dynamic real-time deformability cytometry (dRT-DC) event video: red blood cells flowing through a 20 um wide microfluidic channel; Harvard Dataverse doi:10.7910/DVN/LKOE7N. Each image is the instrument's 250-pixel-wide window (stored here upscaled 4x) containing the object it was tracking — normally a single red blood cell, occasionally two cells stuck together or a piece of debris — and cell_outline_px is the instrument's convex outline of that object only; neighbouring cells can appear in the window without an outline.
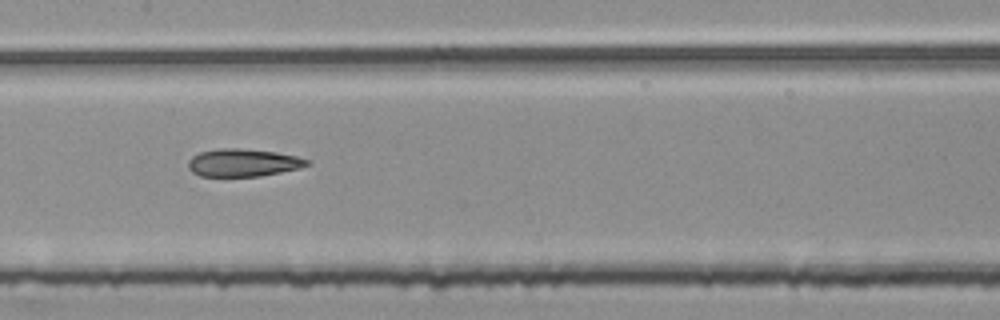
{"species": "common noctule bat (a hibernating species)", "species_latin": "Nyctalus noctula", "temperature_condition": "room temperature", "stored_images_in_passage": 45, "segment_of_instrument_passage": [2, 3], "camera_frame_rate_fps": 3000, "um_per_image_px": 0.085, "animal": {"sex": "female", "body_mass_g": 25.1}, "frame": {"image": 1, "passage_image": 17, "time_ms": 5.333, "image_size_px": [1000, 320], "cell_outline_px": [[308, 164], [300, 168], [260, 176], [200, 176], [192, 172], [188, 168], [188, 160], [192, 156], [200, 152], [220, 148], [240, 148], [276, 152], [296, 156], [308, 160]], "centroid_in_image_um": [20.62, 13.82], "position_along_channel_um": 186.8, "area_um2": 19.07}}
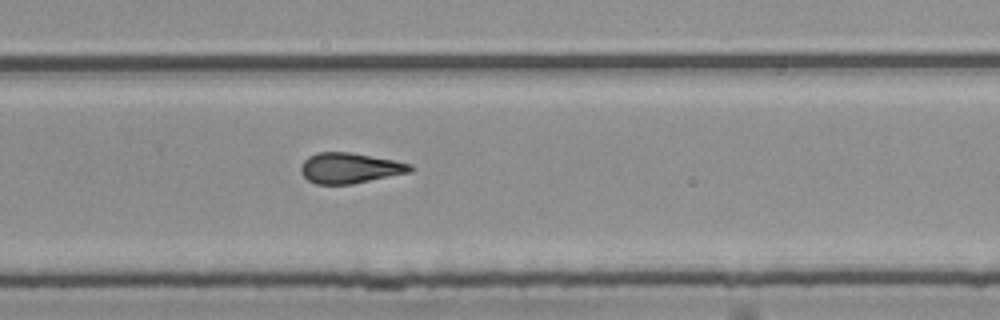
{"frame": {"image": 2, "passage_image": 26, "time_ms": 8.333, "image_size_px": [1000, 320], "cell_outline_px": [[412, 172], [352, 184], [316, 184], [308, 180], [300, 172], [300, 168], [304, 160], [308, 156], [316, 152], [348, 152], [396, 160], [412, 164]], "centroid_in_image_um": [29.73, 14.28], "position_along_channel_um": 300.1, "area_um2": 19.54}}
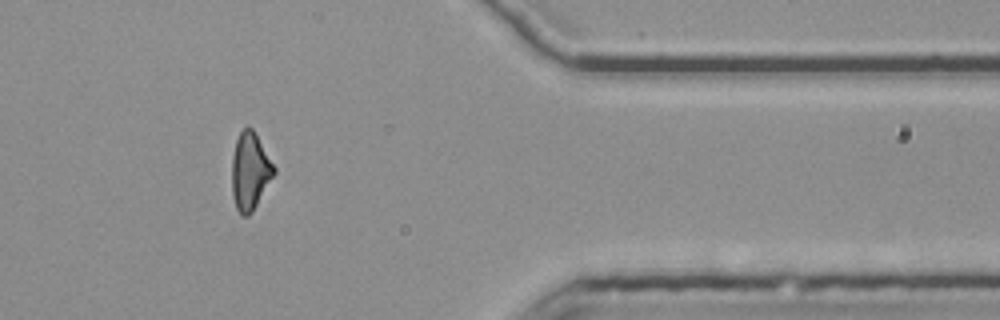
{"frame": {"image": 3, "passage_image": 35, "time_ms": 11.333, "image_size_px": [1000, 320], "cell_outline_px": [[276, 172], [252, 212], [248, 216], [240, 216], [236, 208], [232, 196], [232, 156], [236, 140], [240, 132], [248, 124], [252, 128], [276, 168]], "centroid_in_image_um": [21.24, 14.57], "position_along_channel_um": 390.2, "area_um2": 19.02}}